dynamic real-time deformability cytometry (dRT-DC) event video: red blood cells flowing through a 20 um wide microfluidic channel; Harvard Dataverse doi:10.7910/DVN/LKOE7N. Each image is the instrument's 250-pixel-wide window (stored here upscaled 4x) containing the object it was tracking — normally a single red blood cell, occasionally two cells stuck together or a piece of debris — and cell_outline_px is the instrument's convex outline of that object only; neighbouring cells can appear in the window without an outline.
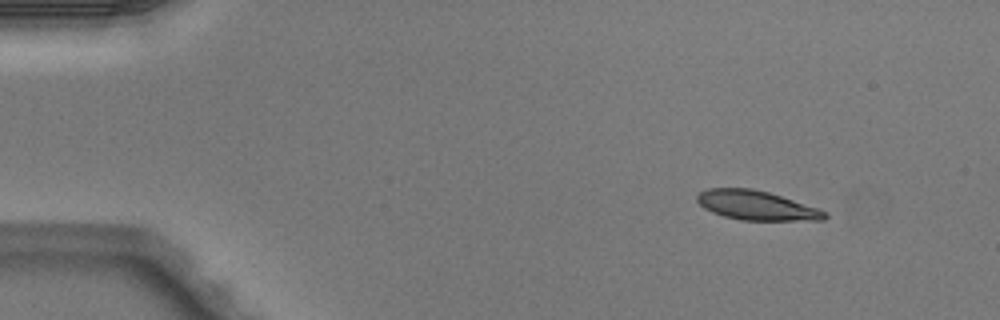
{"species": "Egyptian fruit bat (a non-hibernating species)", "species_latin": "Rousettus aegyptiacus", "temperature_condition": "warm", "stored_images_in_passage": 5, "camera_frame_rate_fps": 3000, "um_per_image_px": 0.085, "animal": {"sex": "male"}, "frame": {"image": 1, "passage_image": 1, "time_ms": 0.0, "image_size_px": [1000, 320], "cell_outline_px": [[828, 216], [824, 220], [740, 220], [724, 216], [712, 212], [704, 208], [696, 200], [696, 196], [700, 192], [708, 188], [752, 188], [768, 192], [828, 212]], "centroid_in_image_um": [64.27, 17.46], "position_along_channel_um": 20.7, "area_um2": 21.62}}
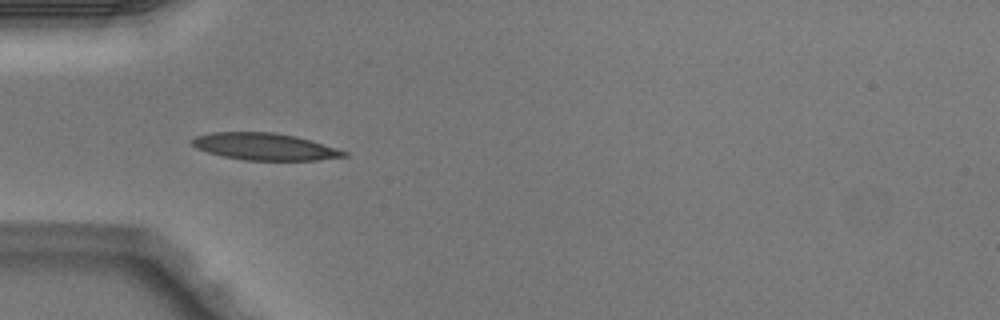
{"frame": {"image": 2, "passage_image": 4, "time_ms": 1.0, "image_size_px": [1000, 320], "cell_outline_px": [[348, 156], [316, 160], [244, 160], [224, 156], [208, 152], [196, 148], [188, 140], [196, 136], [212, 132], [272, 132], [296, 136], [336, 148], [348, 152]], "centroid_in_image_um": [22.47, 12.46], "position_along_channel_um": 62.5, "area_um2": 23.76}}